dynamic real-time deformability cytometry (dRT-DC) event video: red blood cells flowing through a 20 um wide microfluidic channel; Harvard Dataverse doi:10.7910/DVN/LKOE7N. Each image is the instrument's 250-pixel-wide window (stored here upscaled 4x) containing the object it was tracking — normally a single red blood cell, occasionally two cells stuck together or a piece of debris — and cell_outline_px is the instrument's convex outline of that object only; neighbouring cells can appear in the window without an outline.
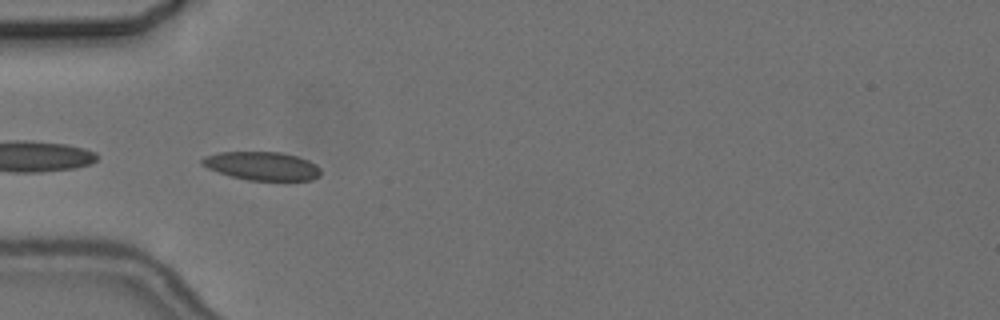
{"species": "common noctule bat (a hibernating species)", "species_latin": "Nyctalus noctula", "temperature_condition": "cold", "stored_images_in_passage": 6, "camera_frame_rate_fps": 3000, "um_per_image_px": 0.085, "animal": {"sex": "female", "body_mass_g": 24.6, "forearm_length_mm": 56.2}, "frame": {"image": 1, "passage_image": 5, "time_ms": 5.667, "image_size_px": [1000, 320], "cell_outline_px": [[320, 176], [312, 180], [248, 180], [232, 176], [208, 168], [200, 164], [200, 160], [204, 156], [216, 152], [280, 152], [296, 156], [308, 160], [316, 164], [320, 168]], "centroid_in_image_um": [22.27, 14.1], "position_along_channel_um": 62.7, "area_um2": 19.65}}